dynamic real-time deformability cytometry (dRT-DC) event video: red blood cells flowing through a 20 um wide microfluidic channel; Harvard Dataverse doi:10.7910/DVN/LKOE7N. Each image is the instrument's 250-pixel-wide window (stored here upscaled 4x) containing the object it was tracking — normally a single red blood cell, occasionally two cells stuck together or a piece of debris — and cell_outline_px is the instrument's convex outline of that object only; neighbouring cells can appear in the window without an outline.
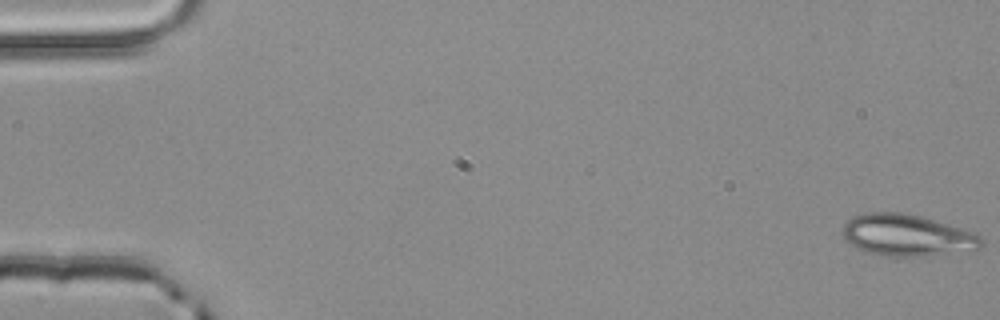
{"species": "common noctule bat (a hibernating species)", "species_latin": "Nyctalus noctula", "temperature_condition": "room temperature", "stored_images_in_passage": 4, "camera_frame_rate_fps": 3000, "um_per_image_px": 0.085, "animal": {"sex": "male", "body_mass_g": 20.4}, "frame": {"image": 1, "passage_image": 1, "time_ms": 0.0, "image_size_px": [1000, 320], "cell_outline_px": [[984, 244], [976, 252], [924, 256], [896, 256], [872, 252], [860, 248], [852, 244], [844, 236], [844, 224], [852, 216], [864, 212], [904, 212], [936, 220], [972, 232], [980, 236], [984, 240]], "centroid_in_image_um": [77.22, 19.99], "position_along_channel_um": 7.8, "area_um2": 33.7}}